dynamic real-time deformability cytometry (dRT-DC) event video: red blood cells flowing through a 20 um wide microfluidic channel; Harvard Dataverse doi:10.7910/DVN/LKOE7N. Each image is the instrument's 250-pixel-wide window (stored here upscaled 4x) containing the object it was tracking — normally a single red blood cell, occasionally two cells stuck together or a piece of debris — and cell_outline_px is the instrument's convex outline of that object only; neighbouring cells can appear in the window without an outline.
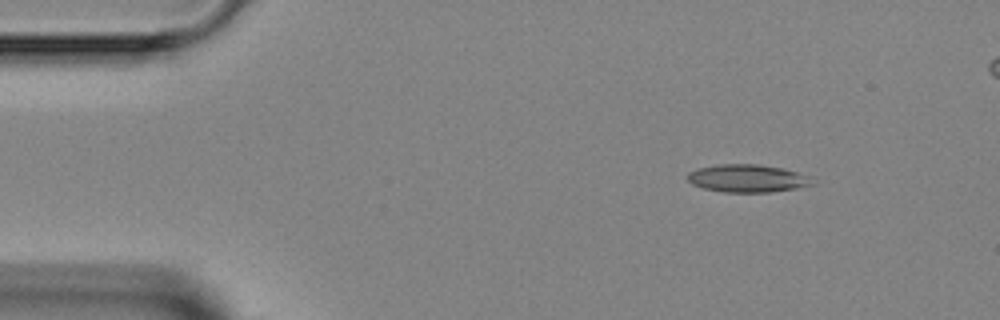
{"species": "Egyptian fruit bat (a non-hibernating species)", "species_latin": "Rousettus aegyptiacus", "temperature_condition": "room temperature", "stored_images_in_passage": 4, "camera_frame_rate_fps": 3000, "um_per_image_px": 0.085, "animal": {"sex": "female"}, "frame": {"image": 1, "passage_image": 1, "time_ms": 0.0, "image_size_px": [1000, 320], "cell_outline_px": [[812, 184], [796, 188], [772, 192], [724, 192], [704, 188], [692, 184], [688, 180], [688, 172], [696, 168], [720, 164], [756, 164], [780, 168], [796, 172], [804, 176]], "centroid_in_image_um": [63.42, 15.16], "position_along_channel_um": 21.6, "area_um2": 19.71}}